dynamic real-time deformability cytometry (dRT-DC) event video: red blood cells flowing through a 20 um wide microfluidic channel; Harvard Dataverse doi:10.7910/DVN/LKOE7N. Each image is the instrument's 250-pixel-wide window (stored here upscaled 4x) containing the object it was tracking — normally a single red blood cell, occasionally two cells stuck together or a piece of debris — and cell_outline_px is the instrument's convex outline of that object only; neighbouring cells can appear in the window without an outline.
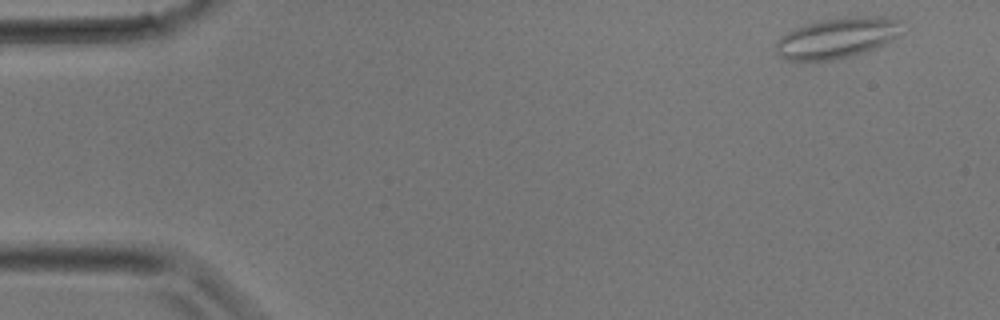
{"species": "common noctule bat (a hibernating species)", "species_latin": "Nyctalus noctula", "temperature_condition": "room temperature", "stored_images_in_passage": 9, "camera_frame_rate_fps": 3000, "um_per_image_px": 0.085, "animal": {"sex": "male", "body_mass_g": 17.9}, "frame": {"image": 1, "passage_image": 1, "time_ms": 0.0, "image_size_px": [1000, 320], "cell_outline_px": [[896, 36], [892, 40], [884, 44], [864, 52], [832, 60], [784, 60], [776, 52], [776, 40], [780, 36], [796, 28], [808, 24], [824, 20], [844, 16], [880, 16], [896, 20]], "centroid_in_image_um": [71.06, 3.23], "position_along_channel_um": 13.9, "area_um2": 29.02}}